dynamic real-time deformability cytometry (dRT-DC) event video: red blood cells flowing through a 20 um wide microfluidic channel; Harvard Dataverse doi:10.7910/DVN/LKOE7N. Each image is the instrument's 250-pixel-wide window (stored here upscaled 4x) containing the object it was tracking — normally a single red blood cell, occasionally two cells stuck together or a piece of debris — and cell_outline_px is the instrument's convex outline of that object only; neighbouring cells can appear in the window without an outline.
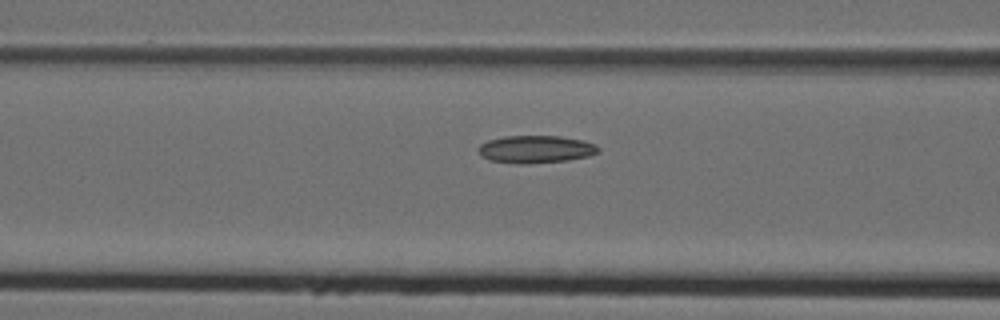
{"species": "Egyptian fruit bat (a non-hibernating species)", "species_latin": "Rousettus aegyptiacus", "temperature_condition": "cold", "stored_images_in_passage": 13, "camera_frame_rate_fps": 3000, "um_per_image_px": 0.085, "animal": {"sex": "female"}, "frame": {"image": 1, "passage_image": 11, "time_ms": 3.333, "image_size_px": [1000, 320], "cell_outline_px": [[600, 152], [588, 156], [568, 160], [524, 164], [516, 164], [488, 160], [480, 156], [476, 148], [480, 144], [488, 140], [504, 136], [560, 136], [584, 140], [596, 144], [600, 148]], "centroid_in_image_um": [45.52, 12.69], "position_along_channel_um": 121.1, "area_um2": 19.59}}